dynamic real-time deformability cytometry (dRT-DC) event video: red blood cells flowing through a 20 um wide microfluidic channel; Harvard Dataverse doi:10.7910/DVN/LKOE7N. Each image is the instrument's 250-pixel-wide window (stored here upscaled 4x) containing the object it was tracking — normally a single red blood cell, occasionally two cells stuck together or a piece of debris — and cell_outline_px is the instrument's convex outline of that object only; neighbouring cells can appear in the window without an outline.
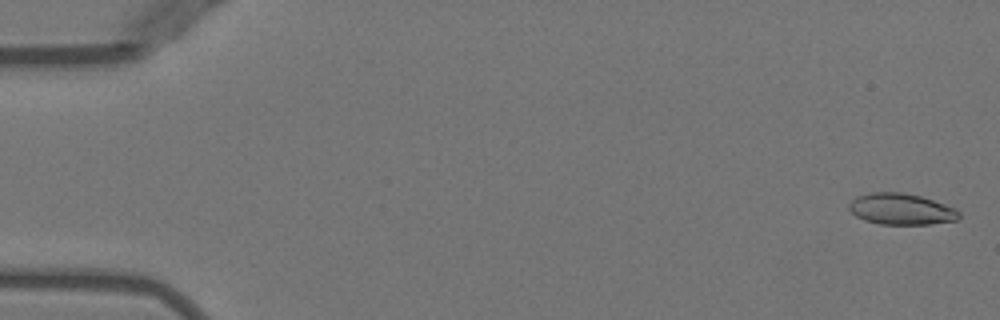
{"species": "Egyptian fruit bat (a non-hibernating species)", "species_latin": "Rousettus aegyptiacus", "temperature_condition": "warm", "stored_images_in_passage": 52, "camera_frame_rate_fps": 3000, "um_per_image_px": 0.085, "animal": {"sex": "female"}, "frame": {"image": 1, "passage_image": 2, "time_ms": 0.333, "image_size_px": [1000, 320], "cell_outline_px": [[960, 216], [956, 220], [928, 224], [880, 224], [864, 220], [856, 216], [848, 208], [848, 204], [856, 196], [872, 192], [900, 192], [920, 196], [956, 208], [960, 212]], "centroid_in_image_um": [76.58, 17.77], "position_along_channel_um": 8.4, "area_um2": 19.94}}
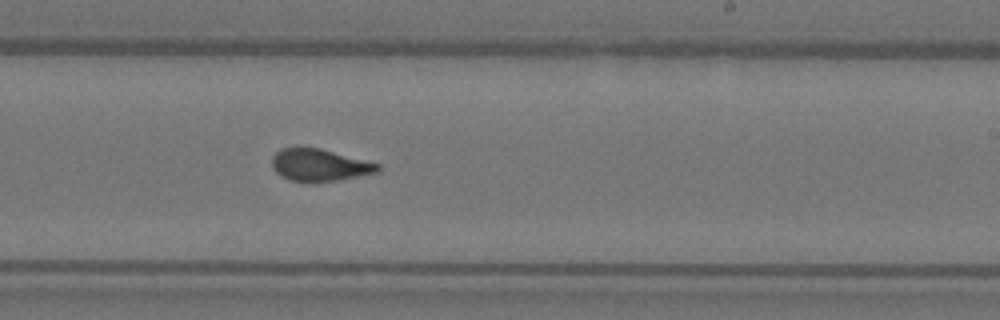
{"frame": {"image": 2, "passage_image": 32, "time_ms": 10.333, "image_size_px": [1000, 320], "cell_outline_px": [[380, 172], [316, 184], [312, 184], [288, 180], [280, 176], [272, 168], [272, 156], [280, 148], [300, 144], [320, 148], [380, 164]], "centroid_in_image_um": [27.09, 14.02], "position_along_channel_um": 261.9, "area_um2": 20.81}}
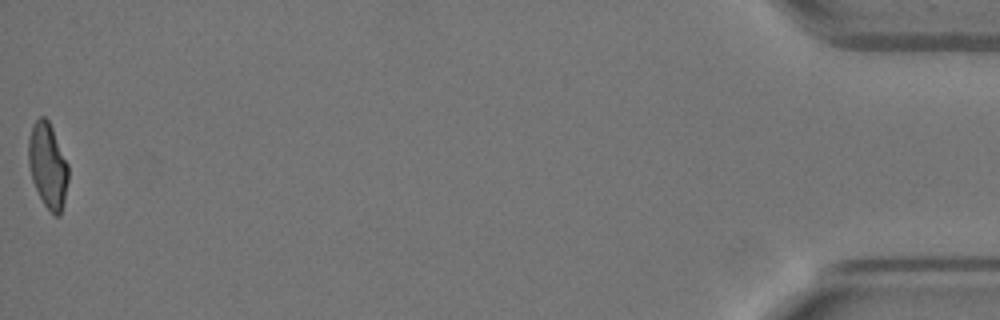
{"frame": {"image": 3, "passage_image": 52, "time_ms": 17.0, "image_size_px": [1000, 320], "cell_outline_px": [[68, 180], [64, 200], [60, 216], [56, 216], [44, 204], [32, 180], [28, 164], [28, 140], [32, 124], [40, 116], [44, 116], [48, 120], [52, 128], [68, 164]], "centroid_in_image_um": [4.05, 14.04], "position_along_channel_um": 431.2, "area_um2": 19.59}, "authors_computed_cell_mechanics": {"area_um2": 20.3456, "velocity_mm_per_s": 3.983, "shape_relaxation_time_tau1_ms": 9.8501, "shape_relaxation_time_tau2_ms": 0.968, "deformation_change_tau1": 0.2666, "deformation_change_tau2": 0.0838}}